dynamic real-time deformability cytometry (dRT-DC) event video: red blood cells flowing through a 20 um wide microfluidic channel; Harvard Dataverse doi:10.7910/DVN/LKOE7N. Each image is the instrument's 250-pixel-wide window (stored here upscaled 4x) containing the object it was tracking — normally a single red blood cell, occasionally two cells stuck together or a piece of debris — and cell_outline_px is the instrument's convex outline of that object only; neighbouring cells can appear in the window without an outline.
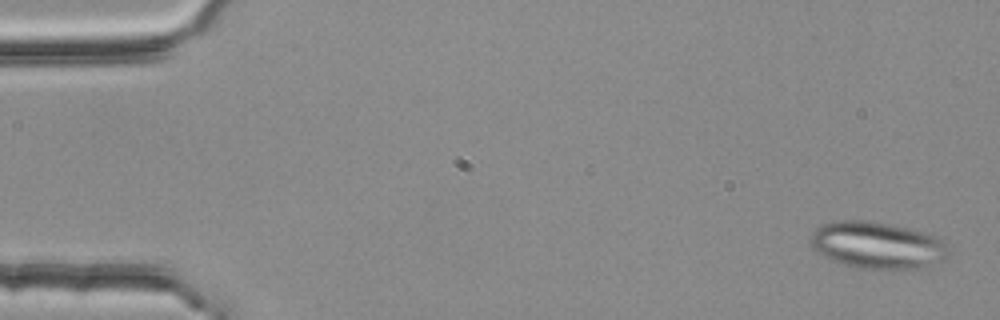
{"species": "common noctule bat (a hibernating species)", "species_latin": "Nyctalus noctula", "temperature_condition": "room temperature", "stored_images_in_passage": 4, "camera_frame_rate_fps": 3000, "um_per_image_px": 0.085, "animal": {"sex": "female", "body_mass_g": 25.1}, "frame": {"image": 1, "passage_image": 1, "time_ms": 0.0, "image_size_px": [1000, 320], "cell_outline_px": [[948, 244], [944, 260], [916, 268], [856, 268], [832, 260], [816, 252], [812, 244], [812, 232], [816, 228], [832, 220], [868, 220], [908, 228], [940, 236]], "centroid_in_image_um": [74.57, 20.82], "position_along_channel_um": 10.4, "area_um2": 37.4}}